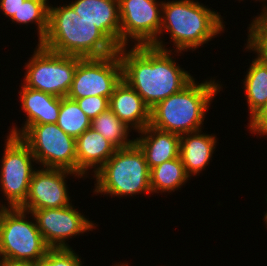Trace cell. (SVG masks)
<instances>
[{"label":"cell","instance_id":"obj_28","mask_svg":"<svg viewBox=\"0 0 267 266\" xmlns=\"http://www.w3.org/2000/svg\"><path fill=\"white\" fill-rule=\"evenodd\" d=\"M248 128L251 134L267 136V101L250 117Z\"/></svg>","mask_w":267,"mask_h":266},{"label":"cell","instance_id":"obj_13","mask_svg":"<svg viewBox=\"0 0 267 266\" xmlns=\"http://www.w3.org/2000/svg\"><path fill=\"white\" fill-rule=\"evenodd\" d=\"M40 168L32 175L27 199L20 209L32 213L34 210L61 208L72 204L66 177H84L66 169Z\"/></svg>","mask_w":267,"mask_h":266},{"label":"cell","instance_id":"obj_25","mask_svg":"<svg viewBox=\"0 0 267 266\" xmlns=\"http://www.w3.org/2000/svg\"><path fill=\"white\" fill-rule=\"evenodd\" d=\"M74 251L72 247L50 248L35 266H83L84 261Z\"/></svg>","mask_w":267,"mask_h":266},{"label":"cell","instance_id":"obj_30","mask_svg":"<svg viewBox=\"0 0 267 266\" xmlns=\"http://www.w3.org/2000/svg\"><path fill=\"white\" fill-rule=\"evenodd\" d=\"M246 51H254L255 57L267 65V43H245Z\"/></svg>","mask_w":267,"mask_h":266},{"label":"cell","instance_id":"obj_16","mask_svg":"<svg viewBox=\"0 0 267 266\" xmlns=\"http://www.w3.org/2000/svg\"><path fill=\"white\" fill-rule=\"evenodd\" d=\"M109 108L132 130L139 132L150 125V108L123 79L110 96Z\"/></svg>","mask_w":267,"mask_h":266},{"label":"cell","instance_id":"obj_14","mask_svg":"<svg viewBox=\"0 0 267 266\" xmlns=\"http://www.w3.org/2000/svg\"><path fill=\"white\" fill-rule=\"evenodd\" d=\"M21 84V90L18 94L21 109L26 114V121L23 124L24 126H21L22 128L14 125L9 134L20 136L31 125L57 123L60 97L34 90L26 87L23 83Z\"/></svg>","mask_w":267,"mask_h":266},{"label":"cell","instance_id":"obj_34","mask_svg":"<svg viewBox=\"0 0 267 266\" xmlns=\"http://www.w3.org/2000/svg\"><path fill=\"white\" fill-rule=\"evenodd\" d=\"M255 1H257V0H255ZM258 1H260V2H265V1H267V0H258Z\"/></svg>","mask_w":267,"mask_h":266},{"label":"cell","instance_id":"obj_26","mask_svg":"<svg viewBox=\"0 0 267 266\" xmlns=\"http://www.w3.org/2000/svg\"><path fill=\"white\" fill-rule=\"evenodd\" d=\"M263 3L262 12L249 24L247 43H267V5Z\"/></svg>","mask_w":267,"mask_h":266},{"label":"cell","instance_id":"obj_6","mask_svg":"<svg viewBox=\"0 0 267 266\" xmlns=\"http://www.w3.org/2000/svg\"><path fill=\"white\" fill-rule=\"evenodd\" d=\"M28 214H31L32 220L28 219ZM49 249L32 213L20 208L1 209L0 256L2 258L35 263L42 259Z\"/></svg>","mask_w":267,"mask_h":266},{"label":"cell","instance_id":"obj_1","mask_svg":"<svg viewBox=\"0 0 267 266\" xmlns=\"http://www.w3.org/2000/svg\"><path fill=\"white\" fill-rule=\"evenodd\" d=\"M123 46L118 49L122 79L151 109L160 101L180 92L194 77L175 62L172 51L153 46Z\"/></svg>","mask_w":267,"mask_h":266},{"label":"cell","instance_id":"obj_3","mask_svg":"<svg viewBox=\"0 0 267 266\" xmlns=\"http://www.w3.org/2000/svg\"><path fill=\"white\" fill-rule=\"evenodd\" d=\"M40 45L49 51L81 58H99L118 48L92 22L68 5H49L48 31Z\"/></svg>","mask_w":267,"mask_h":266},{"label":"cell","instance_id":"obj_22","mask_svg":"<svg viewBox=\"0 0 267 266\" xmlns=\"http://www.w3.org/2000/svg\"><path fill=\"white\" fill-rule=\"evenodd\" d=\"M91 128L102 134L117 148H126L134 144L135 140L129 139L132 129L122 122L110 108L91 120Z\"/></svg>","mask_w":267,"mask_h":266},{"label":"cell","instance_id":"obj_20","mask_svg":"<svg viewBox=\"0 0 267 266\" xmlns=\"http://www.w3.org/2000/svg\"><path fill=\"white\" fill-rule=\"evenodd\" d=\"M189 178L179 156L150 169V188L153 194L172 193L179 188L181 190V187L190 180Z\"/></svg>","mask_w":267,"mask_h":266},{"label":"cell","instance_id":"obj_11","mask_svg":"<svg viewBox=\"0 0 267 266\" xmlns=\"http://www.w3.org/2000/svg\"><path fill=\"white\" fill-rule=\"evenodd\" d=\"M162 6L157 0H119L120 48L130 41L133 46L152 45L160 34Z\"/></svg>","mask_w":267,"mask_h":266},{"label":"cell","instance_id":"obj_4","mask_svg":"<svg viewBox=\"0 0 267 266\" xmlns=\"http://www.w3.org/2000/svg\"><path fill=\"white\" fill-rule=\"evenodd\" d=\"M222 85L214 78L201 83L194 78L180 92L150 109V126L179 136L202 130L205 114Z\"/></svg>","mask_w":267,"mask_h":266},{"label":"cell","instance_id":"obj_17","mask_svg":"<svg viewBox=\"0 0 267 266\" xmlns=\"http://www.w3.org/2000/svg\"><path fill=\"white\" fill-rule=\"evenodd\" d=\"M118 148L92 128L76 139L77 174L87 177L89 170L95 174ZM86 174V175H85Z\"/></svg>","mask_w":267,"mask_h":266},{"label":"cell","instance_id":"obj_31","mask_svg":"<svg viewBox=\"0 0 267 266\" xmlns=\"http://www.w3.org/2000/svg\"><path fill=\"white\" fill-rule=\"evenodd\" d=\"M1 266H35V263L30 261L13 260L9 258H2Z\"/></svg>","mask_w":267,"mask_h":266},{"label":"cell","instance_id":"obj_10","mask_svg":"<svg viewBox=\"0 0 267 266\" xmlns=\"http://www.w3.org/2000/svg\"><path fill=\"white\" fill-rule=\"evenodd\" d=\"M122 80V66L118 52L106 57L82 58L66 97L80 99L102 96L110 99Z\"/></svg>","mask_w":267,"mask_h":266},{"label":"cell","instance_id":"obj_12","mask_svg":"<svg viewBox=\"0 0 267 266\" xmlns=\"http://www.w3.org/2000/svg\"><path fill=\"white\" fill-rule=\"evenodd\" d=\"M37 227L50 248H70L66 241L73 236L93 231L96 223L70 204L61 208L34 210Z\"/></svg>","mask_w":267,"mask_h":266},{"label":"cell","instance_id":"obj_19","mask_svg":"<svg viewBox=\"0 0 267 266\" xmlns=\"http://www.w3.org/2000/svg\"><path fill=\"white\" fill-rule=\"evenodd\" d=\"M216 137L201 130L180 136L179 156L189 177L196 176L210 164L218 143Z\"/></svg>","mask_w":267,"mask_h":266},{"label":"cell","instance_id":"obj_24","mask_svg":"<svg viewBox=\"0 0 267 266\" xmlns=\"http://www.w3.org/2000/svg\"><path fill=\"white\" fill-rule=\"evenodd\" d=\"M49 1L48 0H25L18 10V17L11 19L12 23H29L37 25L38 44L45 38L48 31Z\"/></svg>","mask_w":267,"mask_h":266},{"label":"cell","instance_id":"obj_27","mask_svg":"<svg viewBox=\"0 0 267 266\" xmlns=\"http://www.w3.org/2000/svg\"><path fill=\"white\" fill-rule=\"evenodd\" d=\"M77 102L83 112L92 120L109 108V99L102 96H88L72 99Z\"/></svg>","mask_w":267,"mask_h":266},{"label":"cell","instance_id":"obj_9","mask_svg":"<svg viewBox=\"0 0 267 266\" xmlns=\"http://www.w3.org/2000/svg\"><path fill=\"white\" fill-rule=\"evenodd\" d=\"M19 137L29 146L40 167L77 173L76 139L56 123L31 125Z\"/></svg>","mask_w":267,"mask_h":266},{"label":"cell","instance_id":"obj_8","mask_svg":"<svg viewBox=\"0 0 267 266\" xmlns=\"http://www.w3.org/2000/svg\"><path fill=\"white\" fill-rule=\"evenodd\" d=\"M5 143L0 167V191L7 202H0V206L20 208L27 199L30 181L36 170L33 163L37 162L29 146L19 136L9 134Z\"/></svg>","mask_w":267,"mask_h":266},{"label":"cell","instance_id":"obj_29","mask_svg":"<svg viewBox=\"0 0 267 266\" xmlns=\"http://www.w3.org/2000/svg\"><path fill=\"white\" fill-rule=\"evenodd\" d=\"M25 0H0V11L5 17L12 19L13 17H18V10Z\"/></svg>","mask_w":267,"mask_h":266},{"label":"cell","instance_id":"obj_2","mask_svg":"<svg viewBox=\"0 0 267 266\" xmlns=\"http://www.w3.org/2000/svg\"><path fill=\"white\" fill-rule=\"evenodd\" d=\"M223 21L220 13L196 0H164L160 34L151 46L166 51L174 50L179 55L182 51L193 52L225 30ZM163 31L169 32L175 49L170 50L165 46L161 38Z\"/></svg>","mask_w":267,"mask_h":266},{"label":"cell","instance_id":"obj_21","mask_svg":"<svg viewBox=\"0 0 267 266\" xmlns=\"http://www.w3.org/2000/svg\"><path fill=\"white\" fill-rule=\"evenodd\" d=\"M243 84L250 118L267 101V65L255 57L249 65Z\"/></svg>","mask_w":267,"mask_h":266},{"label":"cell","instance_id":"obj_33","mask_svg":"<svg viewBox=\"0 0 267 266\" xmlns=\"http://www.w3.org/2000/svg\"><path fill=\"white\" fill-rule=\"evenodd\" d=\"M112 266H125V263H122V262L120 263V262H119L118 264H114V265H112Z\"/></svg>","mask_w":267,"mask_h":266},{"label":"cell","instance_id":"obj_7","mask_svg":"<svg viewBox=\"0 0 267 266\" xmlns=\"http://www.w3.org/2000/svg\"><path fill=\"white\" fill-rule=\"evenodd\" d=\"M30 58L24 67L23 84L56 97H66L82 58L54 53L40 44H37Z\"/></svg>","mask_w":267,"mask_h":266},{"label":"cell","instance_id":"obj_18","mask_svg":"<svg viewBox=\"0 0 267 266\" xmlns=\"http://www.w3.org/2000/svg\"><path fill=\"white\" fill-rule=\"evenodd\" d=\"M134 143L145 156L149 169L179 157L180 136L156 129L150 125L138 132Z\"/></svg>","mask_w":267,"mask_h":266},{"label":"cell","instance_id":"obj_32","mask_svg":"<svg viewBox=\"0 0 267 266\" xmlns=\"http://www.w3.org/2000/svg\"><path fill=\"white\" fill-rule=\"evenodd\" d=\"M266 197H267V195H266ZM266 201H267V199H266ZM263 220H264V222H265V224H266V226H267V211H266V213H265V215H264ZM266 229H267V227H266Z\"/></svg>","mask_w":267,"mask_h":266},{"label":"cell","instance_id":"obj_15","mask_svg":"<svg viewBox=\"0 0 267 266\" xmlns=\"http://www.w3.org/2000/svg\"><path fill=\"white\" fill-rule=\"evenodd\" d=\"M84 20L92 22L119 49V0H73L69 3Z\"/></svg>","mask_w":267,"mask_h":266},{"label":"cell","instance_id":"obj_5","mask_svg":"<svg viewBox=\"0 0 267 266\" xmlns=\"http://www.w3.org/2000/svg\"><path fill=\"white\" fill-rule=\"evenodd\" d=\"M93 193L115 197L151 194L150 169L145 156L134 143L118 148L109 160L95 173Z\"/></svg>","mask_w":267,"mask_h":266},{"label":"cell","instance_id":"obj_23","mask_svg":"<svg viewBox=\"0 0 267 266\" xmlns=\"http://www.w3.org/2000/svg\"><path fill=\"white\" fill-rule=\"evenodd\" d=\"M56 124L66 134L77 139L84 131L91 128V119L75 100L60 97V110Z\"/></svg>","mask_w":267,"mask_h":266}]
</instances>
